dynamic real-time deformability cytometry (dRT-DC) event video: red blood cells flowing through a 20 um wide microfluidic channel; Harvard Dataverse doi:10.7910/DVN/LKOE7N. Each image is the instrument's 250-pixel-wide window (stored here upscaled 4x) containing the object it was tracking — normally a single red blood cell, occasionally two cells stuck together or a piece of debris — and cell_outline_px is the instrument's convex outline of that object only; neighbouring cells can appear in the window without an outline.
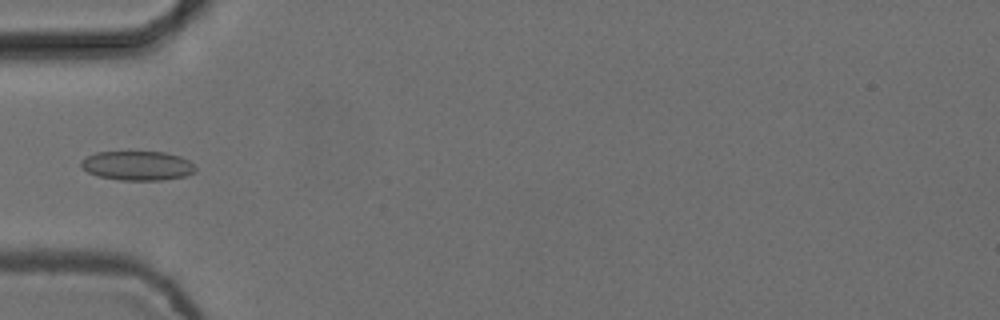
{"species": "common noctule bat (a hibernating species)", "species_latin": "Nyctalus noctula", "temperature_condition": "cold", "stored_images_in_passage": 6, "camera_frame_rate_fps": 3000, "um_per_image_px": 0.085, "animal": {"sex": "female", "body_mass_g": 24.6, "forearm_length_mm": 56.2}, "frame": {"image": 1, "passage_image": 5, "time_ms": 1.333, "image_size_px": [1000, 320], "cell_outline_px": [[196, 172], [184, 176], [164, 180], [120, 180], [96, 176], [88, 172], [80, 164], [80, 160], [96, 152], [164, 152], [180, 156], [188, 160], [196, 168]], "centroid_in_image_um": [11.68, 14.09], "position_along_channel_um": 73.3, "area_um2": 19.54}}
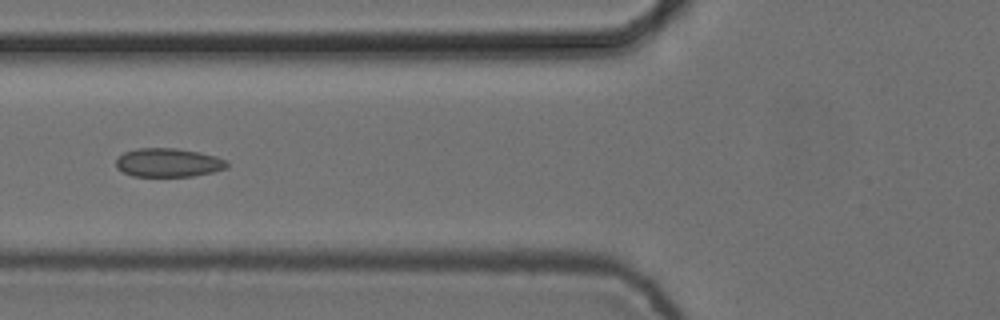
{"frame": {"image": 2, "passage_image": 6, "time_ms": 1.667, "image_size_px": [1000, 320], "cell_outline_px": [[228, 168], [212, 172], [192, 176], [132, 176], [116, 168], [116, 160], [124, 152], [136, 148], [176, 148], [200, 152], [216, 156], [228, 160]], "centroid_in_image_um": [14.33, 13.82], "position_along_channel_um": 111.5, "area_um2": 18.67}}